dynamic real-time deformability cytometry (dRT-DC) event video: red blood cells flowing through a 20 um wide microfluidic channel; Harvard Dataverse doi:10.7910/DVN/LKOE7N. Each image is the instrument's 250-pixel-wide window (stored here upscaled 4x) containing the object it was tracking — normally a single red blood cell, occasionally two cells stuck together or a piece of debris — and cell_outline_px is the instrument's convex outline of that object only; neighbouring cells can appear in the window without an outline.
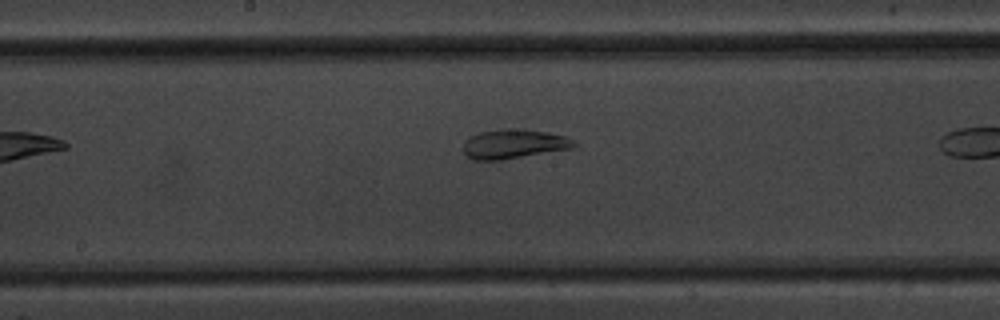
{"species": "common noctule bat (a hibernating species)", "species_latin": "Nyctalus noctula", "temperature_condition": "warm", "stored_images_in_passage": 23, "segment_of_instrument_passage": [1, 2], "camera_frame_rate_fps": 3000, "um_per_image_px": 0.085, "animal": {"sex": "male", "body_mass_g": 20.1, "forearm_length_mm": 53.5}, "frame": {"image": 1, "passage_image": 9, "time_ms": 2.667, "image_size_px": [1000, 320], "cell_outline_px": [[576, 144], [572, 148], [500, 160], [472, 160], [464, 152], [464, 140], [468, 136], [480, 132], [504, 128], [512, 128], [548, 132], [568, 136]], "centroid_in_image_um": [43.64, 12.22], "position_along_channel_um": 204.6, "area_um2": 18.9}}
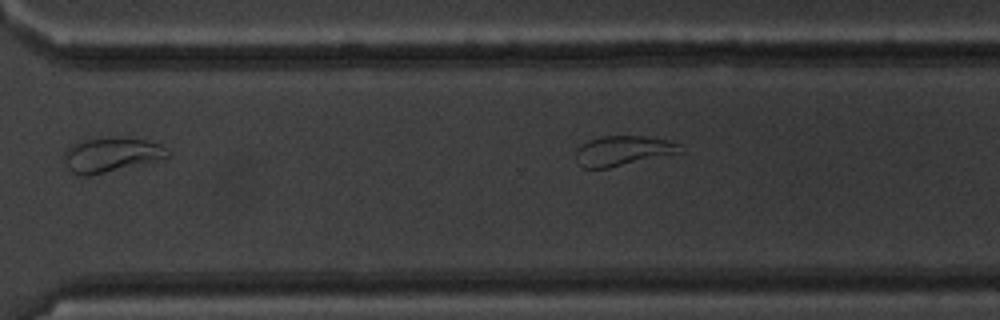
{"frame": {"image": 2, "passage_image": 18, "time_ms": 5.667, "image_size_px": [1000, 320], "cell_outline_px": [[676, 152], [608, 168], [584, 168], [580, 164], [576, 152], [576, 148], [588, 140], [604, 136], [640, 136], [668, 140], [676, 144]], "centroid_in_image_um": [52.81, 12.8], "position_along_channel_um": 317.8, "area_um2": 17.17}}
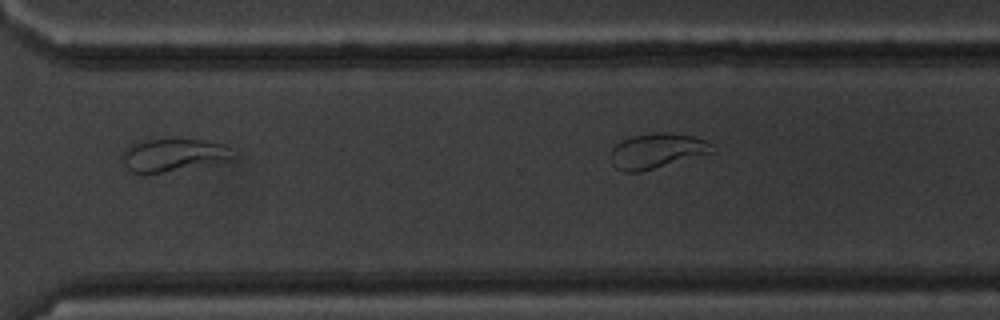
{"frame": {"image": 3, "passage_image": 21, "time_ms": 6.667, "image_size_px": [1000, 320], "cell_outline_px": [[236, 156], [228, 160], [148, 176], [144, 176], [132, 172], [124, 164], [120, 156], [132, 144], [148, 140], [204, 140], [224, 144]], "centroid_in_image_um": [14.69, 13.22], "position_along_channel_um": 355.9, "area_um2": 21.15}}